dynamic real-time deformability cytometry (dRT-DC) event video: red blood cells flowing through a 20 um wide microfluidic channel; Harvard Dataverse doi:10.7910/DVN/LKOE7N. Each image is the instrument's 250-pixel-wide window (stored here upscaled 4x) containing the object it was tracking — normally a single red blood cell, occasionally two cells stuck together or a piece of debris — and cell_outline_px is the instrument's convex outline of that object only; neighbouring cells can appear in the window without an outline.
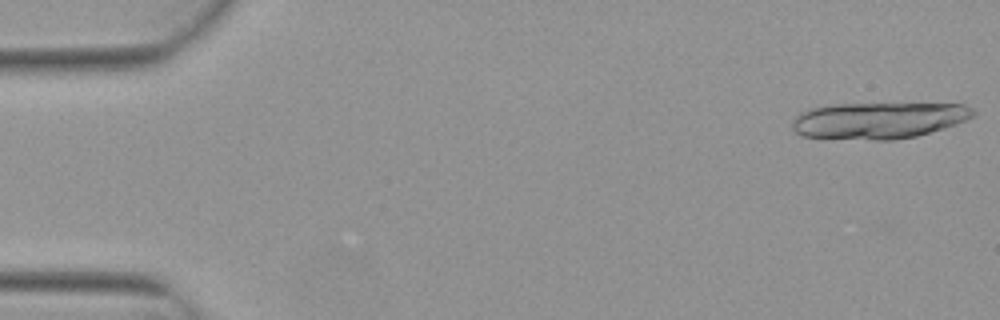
{"species": "Egyptian fruit bat (a non-hibernating species)", "species_latin": "Rousettus aegyptiacus", "temperature_condition": "warm", "stored_images_in_passage": 3, "camera_frame_rate_fps": 3000, "um_per_image_px": 0.085, "animal": {"sex": "female"}, "frame": {"image": 1, "passage_image": 1, "time_ms": 0.0, "image_size_px": [1000, 320], "cell_outline_px": [[976, 112], [972, 116], [956, 124], [916, 136], [896, 140], [872, 140], [800, 136], [792, 128], [792, 120], [800, 112], [812, 108], [832, 104], [964, 104], [972, 108]], "centroid_in_image_um": [74.64, 10.23], "position_along_channel_um": 10.4, "area_um2": 38.32}}